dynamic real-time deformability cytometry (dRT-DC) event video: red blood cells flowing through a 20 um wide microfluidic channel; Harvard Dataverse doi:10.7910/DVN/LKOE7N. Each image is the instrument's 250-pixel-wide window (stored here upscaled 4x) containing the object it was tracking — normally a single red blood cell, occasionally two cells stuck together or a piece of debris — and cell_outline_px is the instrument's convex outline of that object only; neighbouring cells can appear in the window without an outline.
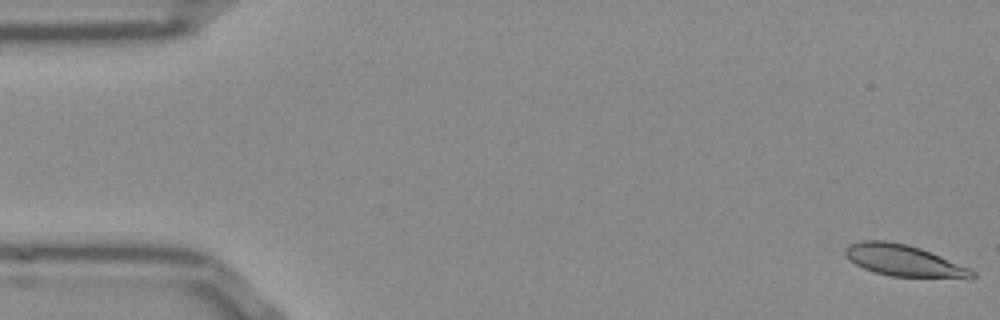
{"species": "Egyptian fruit bat (a non-hibernating species)", "species_latin": "Rousettus aegyptiacus", "temperature_condition": "room temperature", "stored_images_in_passage": 14, "camera_frame_rate_fps": 3000, "um_per_image_px": 0.085, "frame": {"image": 1, "passage_image": 1, "time_ms": 0.0, "image_size_px": [1000, 320], "cell_outline_px": [[976, 276], [972, 280], [892, 276], [876, 272], [864, 268], [848, 260], [844, 256], [844, 248], [848, 244], [860, 240], [884, 240], [908, 244], [920, 248], [940, 256], [968, 268], [976, 272]], "centroid_in_image_um": [76.84, 22.16], "position_along_channel_um": 8.2, "area_um2": 23.76}}
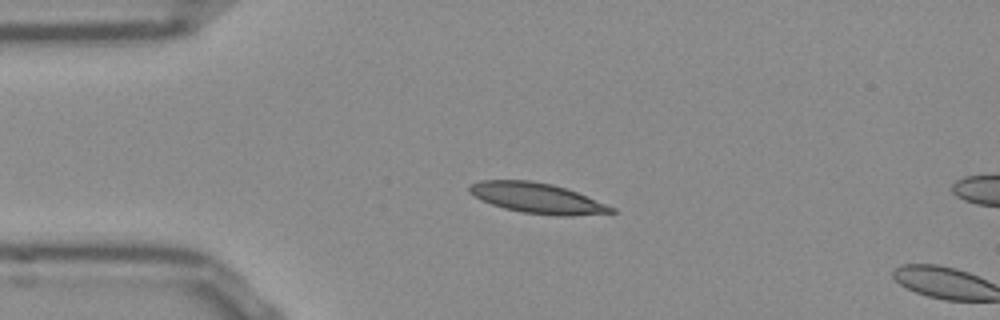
{"frame": {"image": 2, "passage_image": 12, "time_ms": 3.667, "image_size_px": [1000, 320], "cell_outline_px": [[616, 212], [572, 216], [560, 216], [520, 212], [504, 208], [480, 200], [472, 196], [468, 192], [468, 184], [480, 180], [532, 180], [552, 184], [576, 192], [616, 208]], "centroid_in_image_um": [45.6, 16.83], "position_along_channel_um": 39.4, "area_um2": 25.2}}